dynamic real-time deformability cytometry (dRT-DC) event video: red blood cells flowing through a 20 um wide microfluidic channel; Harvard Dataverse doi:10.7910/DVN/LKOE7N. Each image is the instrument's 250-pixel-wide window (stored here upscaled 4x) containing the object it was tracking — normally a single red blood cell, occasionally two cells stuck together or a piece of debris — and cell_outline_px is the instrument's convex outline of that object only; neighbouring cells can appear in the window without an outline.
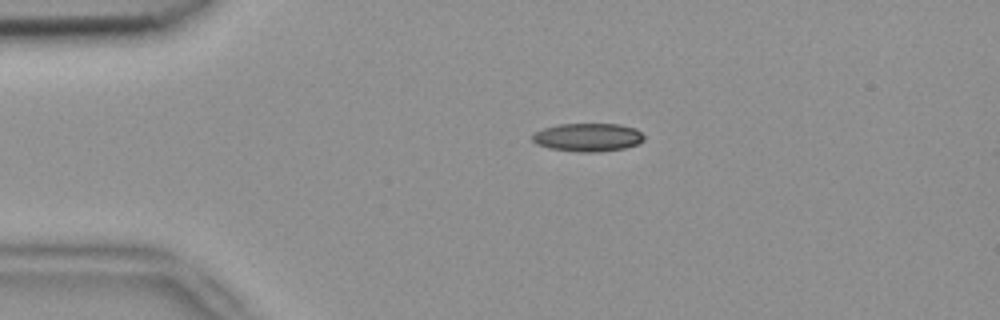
{"species": "common noctule bat (a hibernating species)", "species_latin": "Nyctalus noctula", "temperature_condition": "room temperature", "stored_images_in_passage": 3, "camera_frame_rate_fps": 3000, "um_per_image_px": 0.085, "animal": {"sex": "female", "body_mass_g": 18.4}, "frame": {"image": 1, "passage_image": 2, "time_ms": 0.333, "image_size_px": [1000, 320], "cell_outline_px": [[644, 140], [636, 144], [624, 148], [600, 152], [580, 152], [548, 148], [536, 144], [532, 140], [532, 132], [556, 124], [620, 124], [636, 128], [644, 136]], "centroid_in_image_um": [49.94, 11.67], "position_along_channel_um": 35.1, "area_um2": 18.55}}